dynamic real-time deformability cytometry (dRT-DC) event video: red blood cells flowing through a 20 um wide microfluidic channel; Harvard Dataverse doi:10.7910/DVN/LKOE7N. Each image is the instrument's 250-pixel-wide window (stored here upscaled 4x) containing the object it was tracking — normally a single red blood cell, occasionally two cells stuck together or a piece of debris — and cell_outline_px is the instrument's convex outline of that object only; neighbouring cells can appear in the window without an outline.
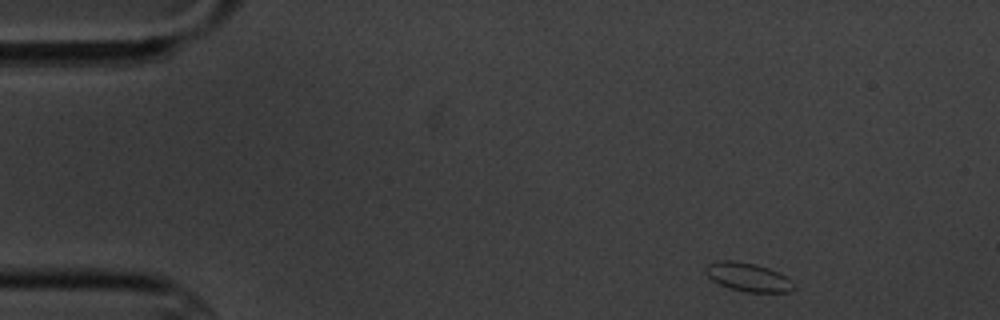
{"species": "common noctule bat (a hibernating species)", "species_latin": "Nyctalus noctula", "temperature_condition": "cold", "stored_images_in_passage": 5, "camera_frame_rate_fps": 3000, "um_per_image_px": 0.085, "animal": {"sex": "male", "body_mass_g": 20.1, "forearm_length_mm": 53.5}, "frame": {"image": 1, "passage_image": 1, "time_ms": 0.0, "image_size_px": [1000, 320], "cell_outline_px": [[796, 288], [788, 292], [748, 292], [728, 288], [712, 280], [704, 272], [704, 268], [708, 264], [720, 260], [732, 260], [756, 264], [780, 272], [792, 280], [796, 284]], "centroid_in_image_um": [63.61, 23.55], "position_along_channel_um": 21.4, "area_um2": 14.91}}
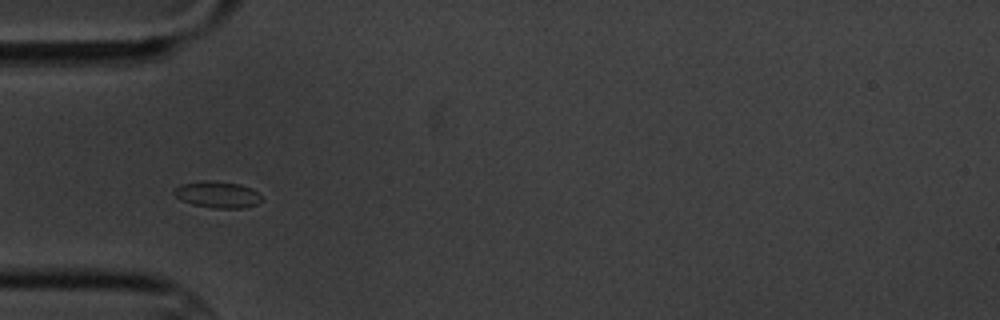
{"frame": {"image": 2, "passage_image": 4, "time_ms": 3.667, "image_size_px": [1000, 320], "cell_outline_px": [[264, 200], [256, 204], [244, 208], [216, 208], [192, 204], [180, 200], [172, 192], [180, 184], [200, 180], [212, 180], [240, 184], [252, 188]], "centroid_in_image_um": [18.48, 16.52], "position_along_channel_um": 66.5, "area_um2": 13.64}}
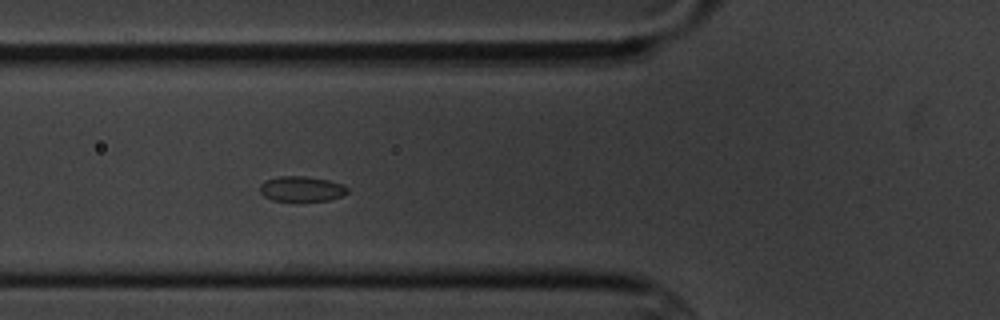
{"frame": {"image": 3, "passage_image": 5, "time_ms": 4.667, "image_size_px": [1000, 320], "cell_outline_px": [[348, 192], [344, 196], [328, 200], [272, 200], [264, 196], [260, 192], [260, 184], [264, 180], [276, 176], [304, 176], [328, 180], [344, 184], [348, 188]], "centroid_in_image_um": [25.64, 16.04], "position_along_channel_um": 100.2, "area_um2": 12.89}}